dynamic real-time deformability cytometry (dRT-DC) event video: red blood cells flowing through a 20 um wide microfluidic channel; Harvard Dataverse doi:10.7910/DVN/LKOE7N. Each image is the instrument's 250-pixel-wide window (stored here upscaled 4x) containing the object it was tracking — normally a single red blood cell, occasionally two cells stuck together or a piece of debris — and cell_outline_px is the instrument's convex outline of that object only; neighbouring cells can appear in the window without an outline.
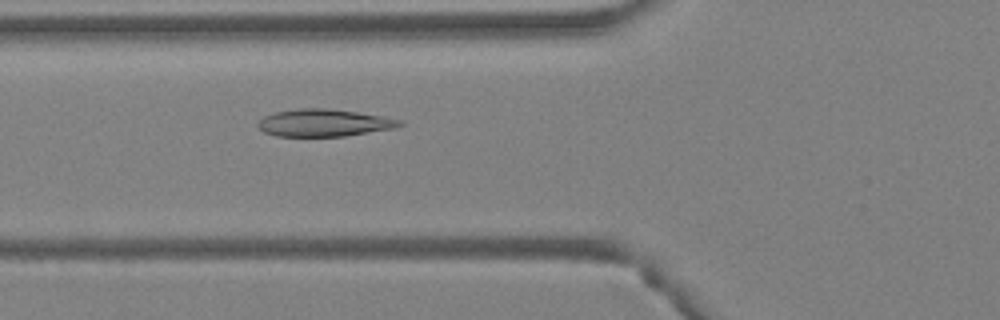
{"species": "Egyptian fruit bat (a non-hibernating species)", "species_latin": "Rousettus aegyptiacus", "temperature_condition": "warm", "stored_images_in_passage": 43, "camera_frame_rate_fps": 3000, "um_per_image_px": 0.085, "animal": {"sex": "female"}, "frame": {"image": 1, "passage_image": 13, "time_ms": 4.0, "image_size_px": [1000, 320], "cell_outline_px": [[404, 124], [396, 128], [344, 136], [276, 136], [264, 132], [256, 124], [264, 116], [276, 112], [300, 108], [328, 108], [356, 112], [404, 120]], "centroid_in_image_um": [27.56, 10.44], "position_along_channel_um": 98.2, "area_um2": 22.48}}
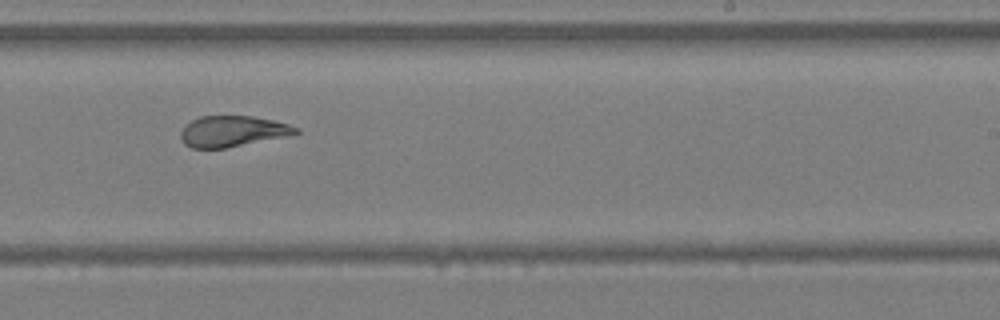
{"frame": {"image": 2, "passage_image": 25, "time_ms": 8.0, "image_size_px": [1000, 320], "cell_outline_px": [[300, 132], [288, 136], [224, 148], [192, 148], [184, 144], [180, 140], [180, 132], [192, 120], [200, 116], [252, 116], [272, 120], [288, 124], [300, 128]], "centroid_in_image_um": [19.77, 11.16], "position_along_channel_um": 269.2, "area_um2": 20.63}}
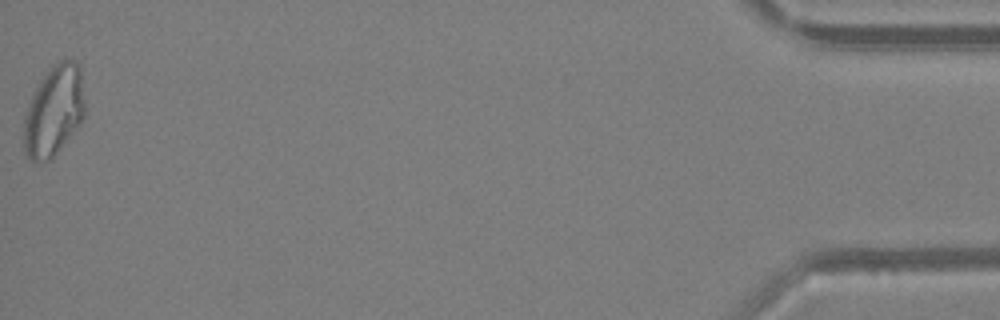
{"frame": {"image": 3, "passage_image": 43, "time_ms": 14.0, "image_size_px": [1000, 320], "cell_outline_px": [[84, 116], [80, 124], [52, 160], [32, 160], [24, 152], [24, 116], [32, 92], [40, 80], [52, 64], [60, 60], [76, 60], [80, 64], [84, 100]], "centroid_in_image_um": [4.58, 9.4], "position_along_channel_um": 430.6, "area_um2": 32.43}, "authors_computed_cell_mechanics": {"area_um2": 24.4494, "velocity_mm_per_s": 4.2718, "shape_relaxation_time_tau1_ms": null, "shape_relaxation_time_tau2_ms": 1.3816, "deformation_change_tau1": null, "deformation_change_tau2": 0.0549}}